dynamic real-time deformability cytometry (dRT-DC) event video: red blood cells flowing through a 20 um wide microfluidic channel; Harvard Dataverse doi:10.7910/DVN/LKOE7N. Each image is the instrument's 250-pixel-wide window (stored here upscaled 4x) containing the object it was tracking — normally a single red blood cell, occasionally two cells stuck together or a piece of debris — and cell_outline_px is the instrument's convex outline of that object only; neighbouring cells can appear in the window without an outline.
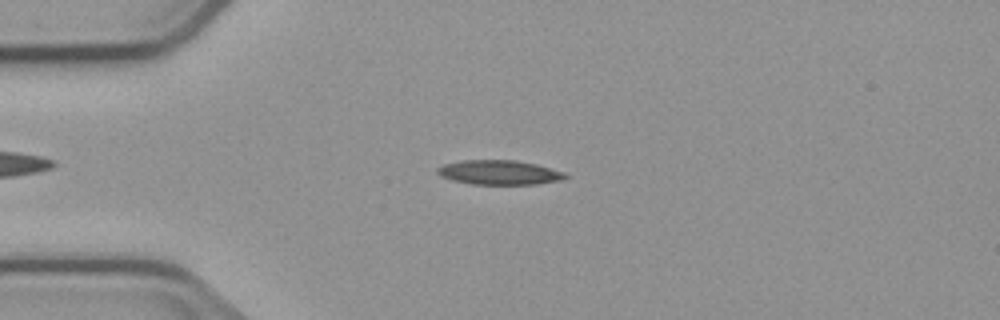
{"species": "common noctule bat (a hibernating species)", "species_latin": "Nyctalus noctula", "temperature_condition": "cold", "stored_images_in_passage": 8, "camera_frame_rate_fps": 3000, "um_per_image_px": 0.085, "animal": {"sex": "male", "body_mass_g": 23.1, "forearm_length_mm": 52.7}, "frame": {"image": 1, "passage_image": 4, "time_ms": 4.333, "image_size_px": [1000, 320], "cell_outline_px": [[568, 176], [564, 180], [536, 184], [472, 184], [452, 180], [440, 176], [436, 172], [436, 168], [444, 164], [460, 160], [516, 160], [536, 164], [564, 172]], "centroid_in_image_um": [42.42, 14.65], "position_along_channel_um": 42.6, "area_um2": 18.32}}
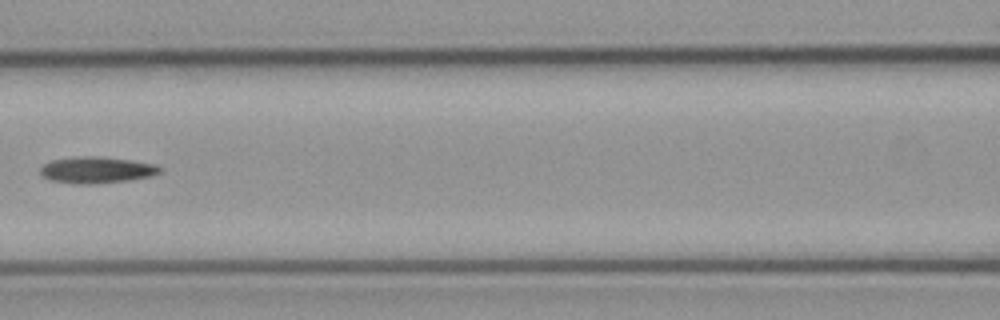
{"frame": {"image": 2, "passage_image": 7, "time_ms": 8.0, "image_size_px": [1000, 320], "cell_outline_px": [[164, 168], [160, 172], [152, 176], [128, 180], [88, 184], [72, 184], [48, 180], [40, 176], [40, 168], [44, 164], [52, 160], [76, 156], [100, 156], [132, 160], [156, 164]], "centroid_in_image_um": [8.2, 14.44], "position_along_channel_um": 158.4, "area_um2": 18.73}}
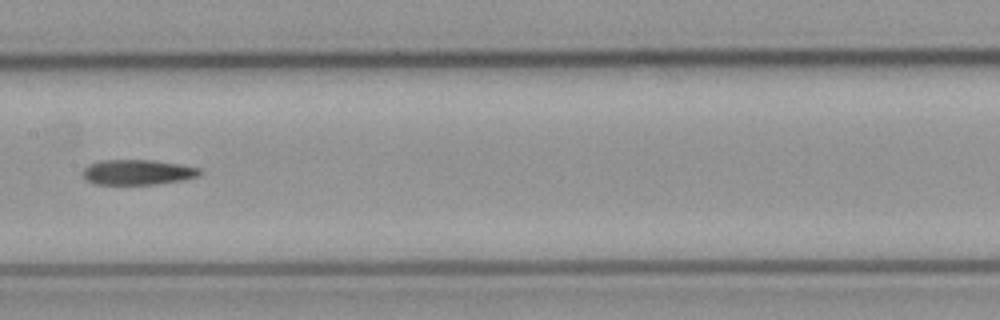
{"frame": {"image": 3, "passage_image": 8, "time_ms": 9.0, "image_size_px": [1000, 320], "cell_outline_px": [[204, 172], [200, 176], [180, 180], [156, 184], [92, 184], [84, 180], [80, 172], [88, 164], [100, 160], [152, 160], [180, 164], [200, 168]], "centroid_in_image_um": [11.65, 14.63], "position_along_channel_um": 195.7, "area_um2": 17.46}}